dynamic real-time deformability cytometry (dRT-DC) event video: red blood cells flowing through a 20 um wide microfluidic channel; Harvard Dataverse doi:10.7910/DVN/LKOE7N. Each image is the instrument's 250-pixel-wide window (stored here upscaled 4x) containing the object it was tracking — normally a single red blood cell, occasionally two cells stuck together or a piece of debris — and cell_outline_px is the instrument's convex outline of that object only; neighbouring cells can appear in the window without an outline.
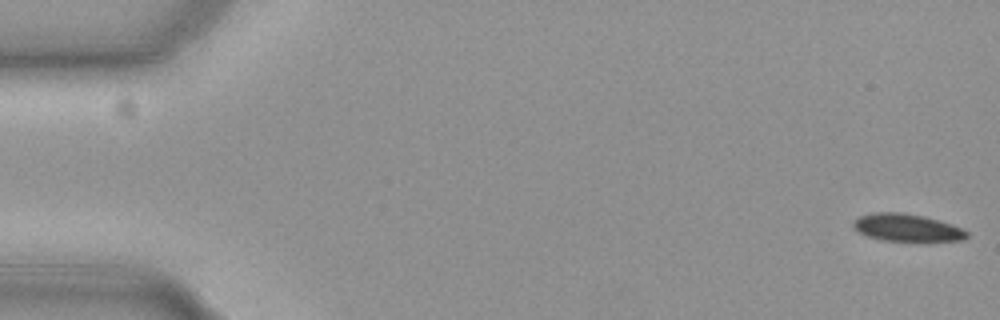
{"species": "common noctule bat (a hibernating species)", "species_latin": "Nyctalus noctula", "temperature_condition": "cold", "stored_images_in_passage": 14, "camera_frame_rate_fps": 3000, "um_per_image_px": 0.085, "animal": {"sex": "female", "body_mass_g": 19.3, "forearm_length_mm": 54.1}, "frame": {"image": 1, "passage_image": 1, "time_ms": 0.0, "image_size_px": [1000, 320], "cell_outline_px": [[968, 236], [960, 240], [880, 240], [868, 236], [860, 232], [852, 224], [860, 216], [876, 212], [904, 212], [924, 216], [960, 228], [968, 232]], "centroid_in_image_um": [77.05, 19.33], "position_along_channel_um": 7.9, "area_um2": 17.51}}